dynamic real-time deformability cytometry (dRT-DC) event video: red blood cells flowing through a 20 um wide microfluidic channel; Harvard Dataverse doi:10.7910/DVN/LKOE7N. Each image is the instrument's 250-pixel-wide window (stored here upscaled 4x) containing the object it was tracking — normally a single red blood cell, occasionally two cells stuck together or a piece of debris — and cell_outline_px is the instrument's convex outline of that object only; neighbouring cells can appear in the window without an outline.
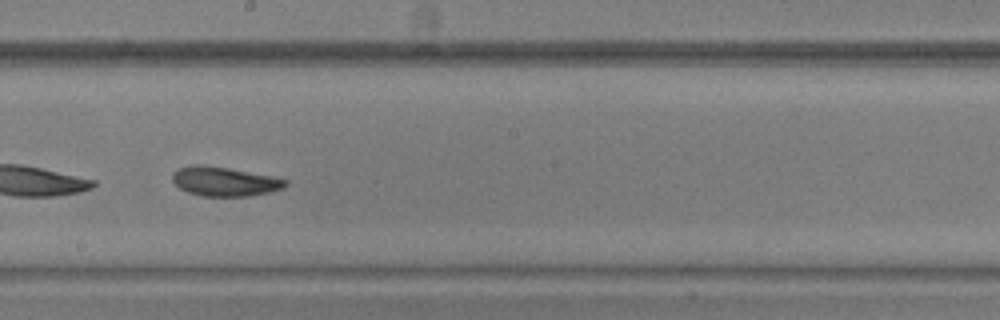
{"species": "common noctule bat (a hibernating species)", "species_latin": "Nyctalus noctula", "temperature_condition": "warm", "stored_images_in_passage": 45, "camera_frame_rate_fps": 3000, "um_per_image_px": 0.085, "animal": {"sex": "male", "body_mass_g": 20.5, "forearm_length_mm": 52.5}, "frame": {"image": 1, "passage_image": 26, "time_ms": 8.333, "image_size_px": [1000, 320], "cell_outline_px": [[288, 184], [284, 188], [268, 192], [248, 196], [204, 196], [188, 192], [180, 188], [172, 180], [172, 172], [180, 168], [192, 164], [200, 164], [228, 168], [272, 176], [288, 180]], "centroid_in_image_um": [19.08, 15.42], "position_along_channel_um": 229.1, "area_um2": 19.19}}
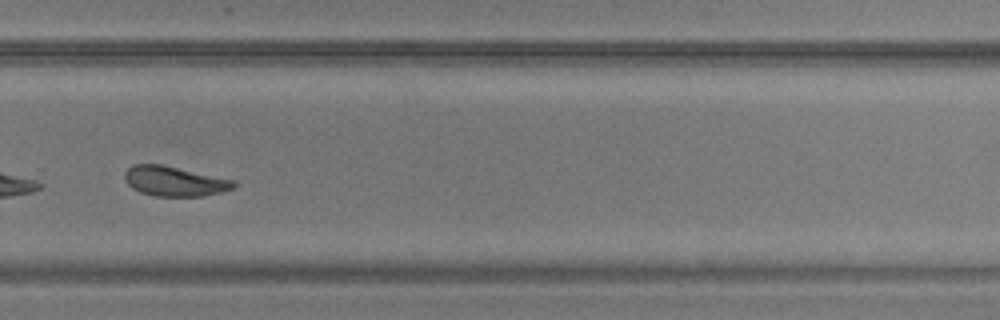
{"frame": {"image": 2, "passage_image": 32, "time_ms": 10.333, "image_size_px": [1000, 320], "cell_outline_px": [[236, 184], [232, 188], [220, 192], [204, 196], [156, 196], [140, 192], [132, 188], [128, 184], [124, 176], [124, 172], [132, 164], [160, 164], [232, 180]], "centroid_in_image_um": [14.76, 15.41], "position_along_channel_um": 315.0, "area_um2": 18.61}}